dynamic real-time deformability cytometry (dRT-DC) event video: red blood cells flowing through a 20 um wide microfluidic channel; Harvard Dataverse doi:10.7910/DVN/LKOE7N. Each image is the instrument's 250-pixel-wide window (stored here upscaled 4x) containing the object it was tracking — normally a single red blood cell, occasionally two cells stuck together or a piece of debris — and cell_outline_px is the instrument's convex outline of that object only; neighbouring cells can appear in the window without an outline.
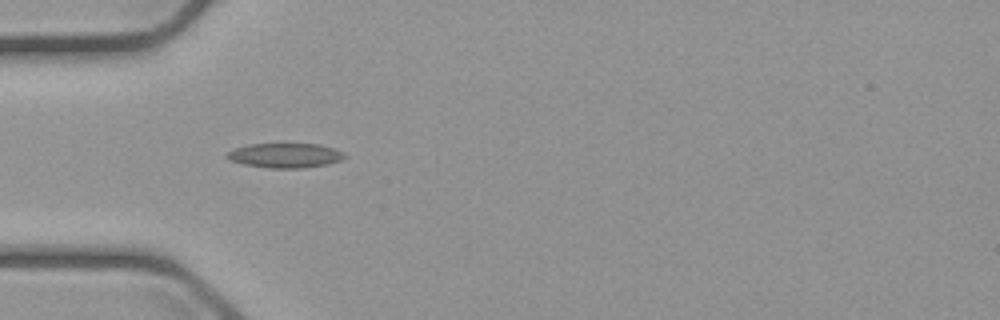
{"species": "common noctule bat (a hibernating species)", "species_latin": "Nyctalus noctula", "temperature_condition": "cold", "stored_images_in_passage": 5, "camera_frame_rate_fps": 3000, "um_per_image_px": 0.085, "animal": {"sex": "male", "body_mass_g": 23.1, "forearm_length_mm": 52.7}, "frame": {"image": 1, "passage_image": 4, "time_ms": 4.667, "image_size_px": [1000, 320], "cell_outline_px": [[348, 156], [340, 160], [328, 164], [300, 168], [272, 168], [244, 164], [228, 160], [224, 156], [228, 152], [236, 148], [248, 144], [320, 144], [344, 152]], "centroid_in_image_um": [24.24, 13.21], "position_along_channel_um": 60.8, "area_um2": 16.82}}
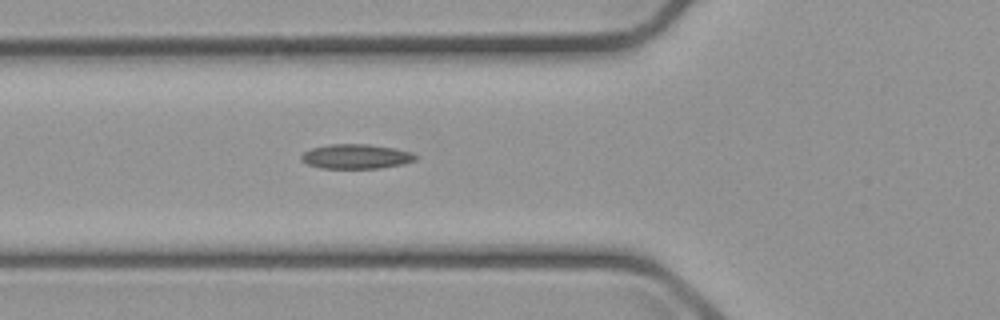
{"frame": {"image": 2, "passage_image": 5, "time_ms": 5.667, "image_size_px": [1000, 320], "cell_outline_px": [[416, 160], [404, 164], [380, 168], [320, 168], [308, 164], [300, 160], [300, 156], [304, 152], [312, 148], [328, 144], [368, 144], [392, 148], [412, 152], [416, 156]], "centroid_in_image_um": [30.25, 13.3], "position_along_channel_um": 95.6, "area_um2": 16.36}}